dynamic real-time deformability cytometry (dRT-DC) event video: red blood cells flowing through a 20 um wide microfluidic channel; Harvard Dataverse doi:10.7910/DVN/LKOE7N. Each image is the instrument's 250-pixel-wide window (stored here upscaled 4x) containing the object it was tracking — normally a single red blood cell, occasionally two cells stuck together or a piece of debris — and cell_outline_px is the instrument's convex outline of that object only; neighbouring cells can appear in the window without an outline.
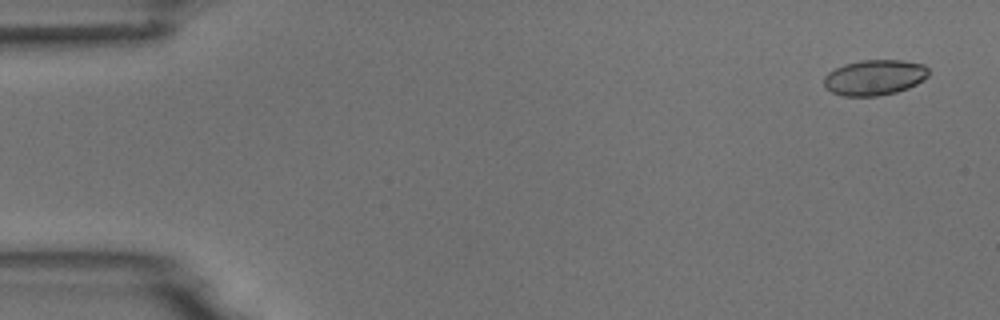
{"species": "common noctule bat (a hibernating species)", "species_latin": "Nyctalus noctula", "temperature_condition": "room temperature", "stored_images_in_passage": 5, "segment_of_instrument_passage": [1, 2], "camera_frame_rate_fps": 3000, "um_per_image_px": 0.085, "animal": {"sex": "male", "body_mass_g": 18.8}, "frame": {"image": 1, "passage_image": 1, "time_ms": 0.0, "image_size_px": [1000, 320], "cell_outline_px": [[928, 76], [924, 80], [908, 88], [896, 92], [876, 96], [844, 96], [832, 92], [824, 88], [824, 76], [828, 72], [844, 64], [860, 60], [900, 60], [924, 64], [928, 68]], "centroid_in_image_um": [74.32, 6.58], "position_along_channel_um": 10.7, "area_um2": 21.73}}
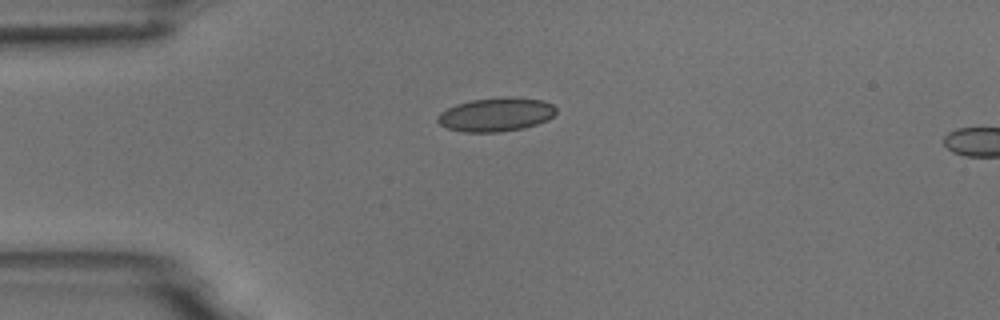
{"frame": {"image": 2, "passage_image": 4, "time_ms": 3.667, "image_size_px": [1000, 320], "cell_outline_px": [[556, 112], [548, 120], [524, 128], [496, 132], [464, 132], [448, 128], [440, 124], [436, 120], [436, 116], [440, 112], [456, 104], [472, 100], [504, 96], [508, 96], [544, 100], [552, 104], [556, 108]], "centroid_in_image_um": [42.16, 9.72], "position_along_channel_um": 42.8, "area_um2": 23.41}}